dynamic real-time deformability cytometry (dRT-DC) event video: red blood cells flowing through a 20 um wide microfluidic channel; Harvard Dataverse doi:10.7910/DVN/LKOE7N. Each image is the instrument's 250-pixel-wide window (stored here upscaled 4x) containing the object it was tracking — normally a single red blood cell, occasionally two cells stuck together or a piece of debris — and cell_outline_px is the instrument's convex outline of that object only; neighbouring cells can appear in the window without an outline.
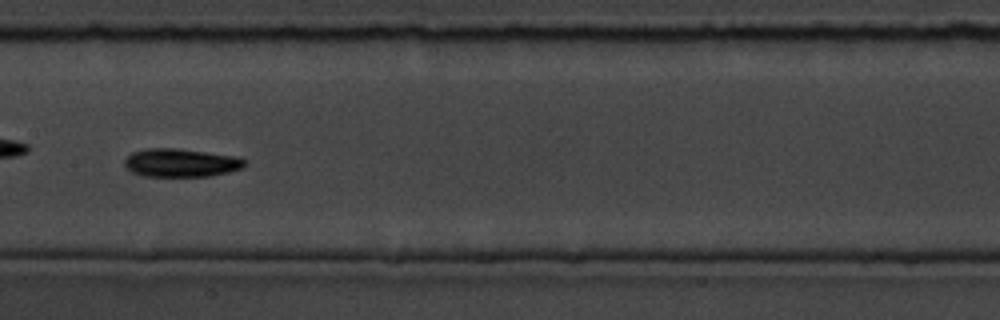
{"species": "common noctule bat (a hibernating species)", "species_latin": "Nyctalus noctula", "temperature_condition": "room temperature", "stored_images_in_passage": 40, "camera_frame_rate_fps": 3000, "um_per_image_px": 0.085, "animal": {"sex": "male", "body_mass_g": 19.5, "forearm_length_mm": 54.6}, "frame": {"image": 1, "passage_image": 12, "time_ms": 3.667, "image_size_px": [1000, 320], "cell_outline_px": [[248, 164], [244, 168], [212, 176], [144, 176], [132, 172], [124, 164], [124, 160], [132, 152], [148, 148], [176, 148], [240, 156], [248, 160]], "centroid_in_image_um": [15.47, 13.83], "position_along_channel_um": 191.9, "area_um2": 20.11}}
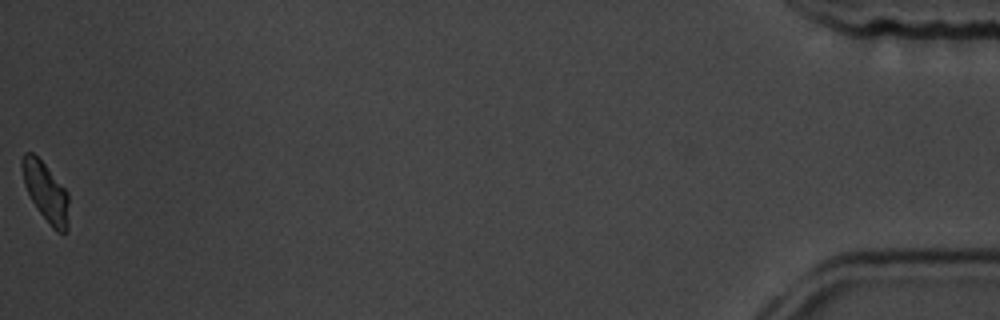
{"frame": {"image": 2, "passage_image": 40, "time_ms": 13.0, "image_size_px": [1000, 320], "cell_outline_px": [[68, 228], [64, 232], [56, 232], [52, 228], [40, 212], [32, 200], [24, 184], [20, 164], [20, 160], [24, 152], [32, 152], [44, 164], [68, 192]], "centroid_in_image_um": [3.88, 16.3], "position_along_channel_um": 431.3, "area_um2": 15.95}, "authors_computed_cell_mechanics": {"area_um2": 18.2937, "velocity_mm_per_s": 3.6207, "shape_relaxation_time_tau1_ms": 2.8187, "shape_relaxation_time_tau2_ms": null, "deformation_change_tau1": 0.1044, "deformation_change_tau2": null}}